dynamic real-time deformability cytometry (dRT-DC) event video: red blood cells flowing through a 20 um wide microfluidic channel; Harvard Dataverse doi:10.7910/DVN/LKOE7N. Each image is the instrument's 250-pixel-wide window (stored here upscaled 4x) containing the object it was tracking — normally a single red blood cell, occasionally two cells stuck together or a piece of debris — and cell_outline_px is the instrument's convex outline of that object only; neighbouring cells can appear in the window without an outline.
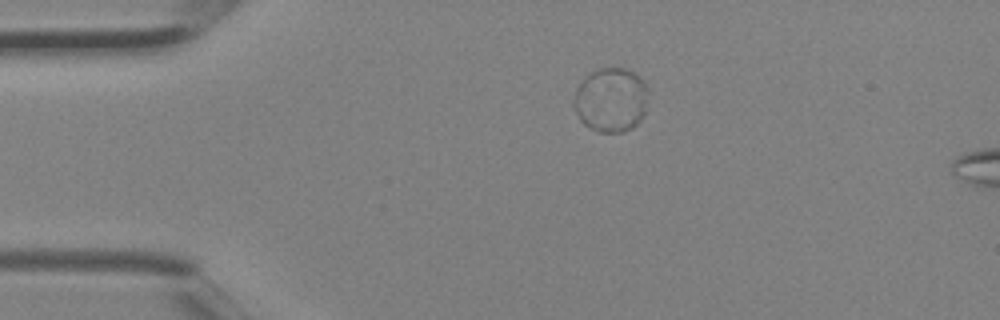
{"species": "Egyptian fruit bat (a non-hibernating species)", "species_latin": "Rousettus aegyptiacus", "temperature_condition": "room temperature", "stored_images_in_passage": 3, "camera_frame_rate_fps": 3000, "um_per_image_px": 0.085, "animal": {"sex": "female"}, "frame": {"image": 1, "passage_image": 1, "time_ms": 0.0, "image_size_px": [1000, 320], "cell_outline_px": [[648, 92], [644, 112], [640, 120], [632, 128], [620, 132], [600, 132], [584, 124], [580, 120], [576, 112], [572, 100], [576, 88], [592, 72], [600, 68], [624, 68], [640, 76], [644, 80], [648, 88]], "centroid_in_image_um": [51.94, 8.48], "position_along_channel_um": 33.1, "area_um2": 27.74}}